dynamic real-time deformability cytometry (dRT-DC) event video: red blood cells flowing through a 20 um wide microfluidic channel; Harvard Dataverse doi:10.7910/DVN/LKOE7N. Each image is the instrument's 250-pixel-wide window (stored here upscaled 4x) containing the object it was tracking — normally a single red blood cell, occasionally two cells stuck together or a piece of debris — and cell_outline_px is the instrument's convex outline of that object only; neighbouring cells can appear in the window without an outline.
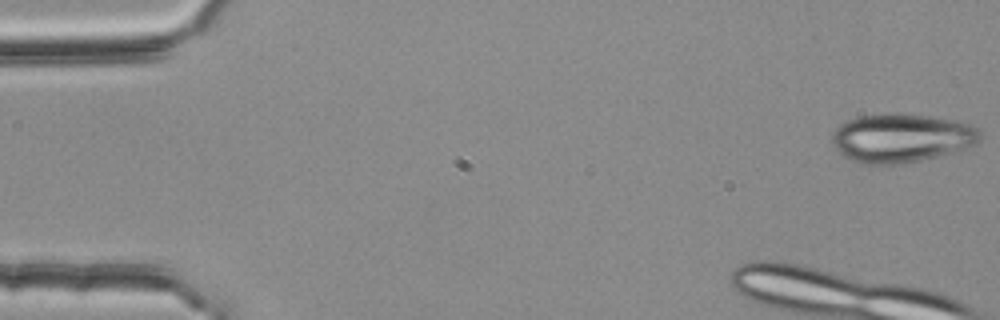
{"species": "common noctule bat (a hibernating species)", "species_latin": "Nyctalus noctula", "temperature_condition": "room temperature", "stored_images_in_passage": 9, "camera_frame_rate_fps": 3000, "um_per_image_px": 0.085, "animal": {"sex": "female", "body_mass_g": 25.1}, "frame": {"image": 1, "passage_image": 1, "time_ms": 0.0, "image_size_px": [1000, 320], "cell_outline_px": [[984, 136], [976, 144], [936, 156], [920, 160], [896, 164], [864, 164], [852, 160], [844, 156], [832, 144], [832, 132], [840, 124], [856, 116], [884, 112], [896, 112], [928, 116], [956, 120], [972, 124], [980, 128]], "centroid_in_image_um": [76.63, 11.69], "position_along_channel_um": 8.4, "area_um2": 42.43}}